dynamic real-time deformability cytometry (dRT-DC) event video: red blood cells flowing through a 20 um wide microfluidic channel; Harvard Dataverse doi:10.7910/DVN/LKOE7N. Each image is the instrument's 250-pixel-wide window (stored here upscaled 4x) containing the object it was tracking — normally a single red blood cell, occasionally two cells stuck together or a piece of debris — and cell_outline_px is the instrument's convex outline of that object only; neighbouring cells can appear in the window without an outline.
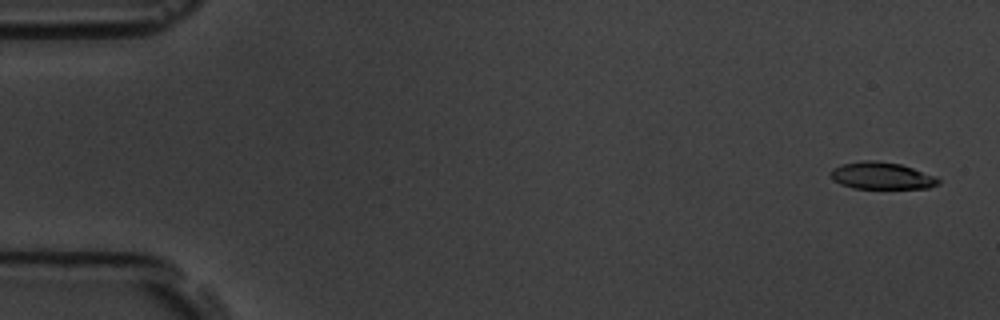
{"species": "common noctule bat (a hibernating species)", "species_latin": "Nyctalus noctula", "temperature_condition": "room temperature", "stored_images_in_passage": 57, "camera_frame_rate_fps": 3000, "um_per_image_px": 0.085, "animal": {"sex": "male", "body_mass_g": 19.5, "forearm_length_mm": 54.6}, "frame": {"image": 1, "passage_image": 3, "time_ms": 0.667, "image_size_px": [1000, 320], "cell_outline_px": [[940, 184], [928, 188], [852, 188], [840, 184], [832, 180], [832, 168], [840, 164], [864, 160], [876, 160], [900, 164], [936, 176], [940, 180]], "centroid_in_image_um": [74.93, 14.93], "position_along_channel_um": 10.1, "area_um2": 16.99}}
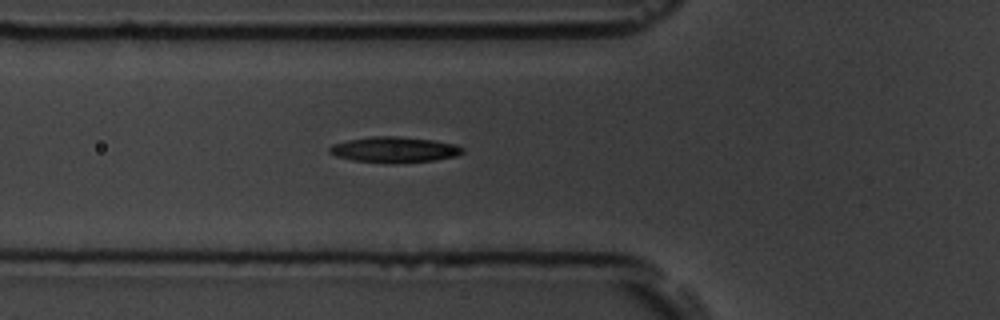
{"frame": {"image": 2, "passage_image": 21, "time_ms": 6.667, "image_size_px": [1000, 320], "cell_outline_px": [[464, 152], [456, 156], [436, 160], [392, 164], [384, 164], [352, 160], [336, 156], [328, 152], [328, 148], [332, 144], [348, 140], [372, 136], [396, 136], [432, 140], [456, 144], [464, 148]], "centroid_in_image_um": [33.51, 12.73], "position_along_channel_um": 92.3, "area_um2": 20.23}}
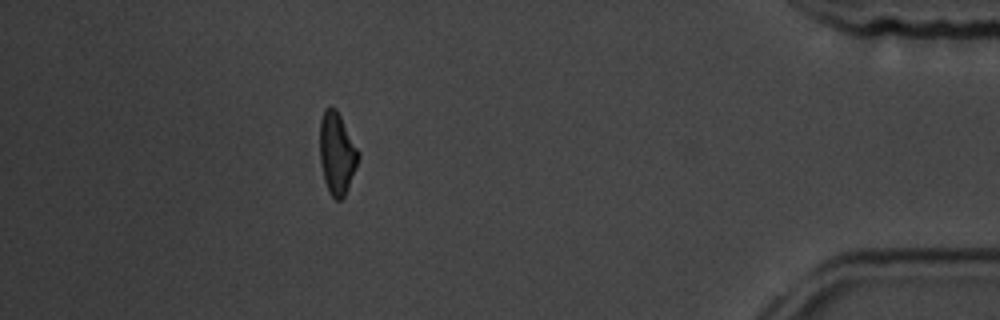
{"frame": {"image": 3, "passage_image": 51, "time_ms": 16.667, "image_size_px": [1000, 320], "cell_outline_px": [[360, 156], [356, 168], [348, 188], [344, 196], [340, 200], [336, 200], [328, 192], [324, 180], [320, 160], [320, 120], [324, 108], [336, 108], [360, 152]], "centroid_in_image_um": [28.64, 13.04], "position_along_channel_um": 406.6, "area_um2": 18.44}, "authors_computed_cell_mechanics": {"area_um2": 18.785, "velocity_mm_per_s": 3.6459, "shape_relaxation_time_tau1_ms": 3.7098, "shape_relaxation_time_tau2_ms": 8.6267, "deformation_change_tau1": 0.1614, "deformation_change_tau2": 0.1502}}